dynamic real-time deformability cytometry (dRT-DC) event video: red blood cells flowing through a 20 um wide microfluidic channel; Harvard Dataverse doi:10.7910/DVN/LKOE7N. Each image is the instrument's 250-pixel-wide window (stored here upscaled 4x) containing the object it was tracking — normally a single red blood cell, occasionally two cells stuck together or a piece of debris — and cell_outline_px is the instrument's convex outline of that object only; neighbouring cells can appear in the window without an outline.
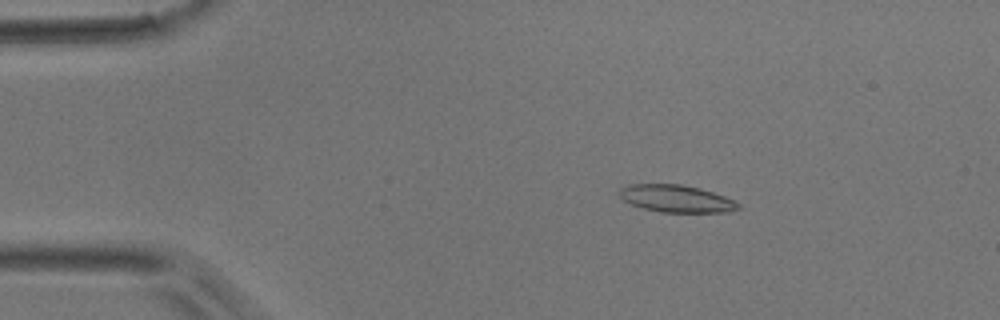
{"species": "common noctule bat (a hibernating species)", "species_latin": "Nyctalus noctula", "temperature_condition": "room temperature", "stored_images_in_passage": 51, "camera_frame_rate_fps": 3000, "um_per_image_px": 0.085, "animal": {"sex": "male", "body_mass_g": 17.9}, "frame": {"image": 1, "passage_image": 9, "time_ms": 2.667, "image_size_px": [1000, 320], "cell_outline_px": [[740, 208], [728, 212], [660, 212], [644, 208], [632, 204], [624, 200], [620, 196], [620, 188], [628, 184], [680, 184], [700, 188], [736, 200], [740, 204]], "centroid_in_image_um": [57.52, 16.88], "position_along_channel_um": 27.5, "area_um2": 18.84}}
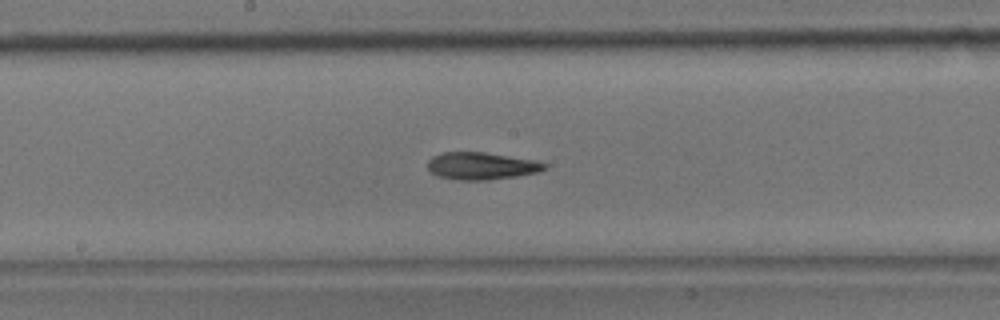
{"frame": {"image": 2, "passage_image": 27, "time_ms": 8.667, "image_size_px": [1000, 320], "cell_outline_px": [[548, 168], [536, 172], [516, 176], [488, 180], [456, 180], [436, 176], [428, 168], [428, 160], [432, 156], [444, 152], [484, 152], [532, 160], [548, 164]], "centroid_in_image_um": [40.88, 14.11], "position_along_channel_um": 207.3, "area_um2": 18.5}}
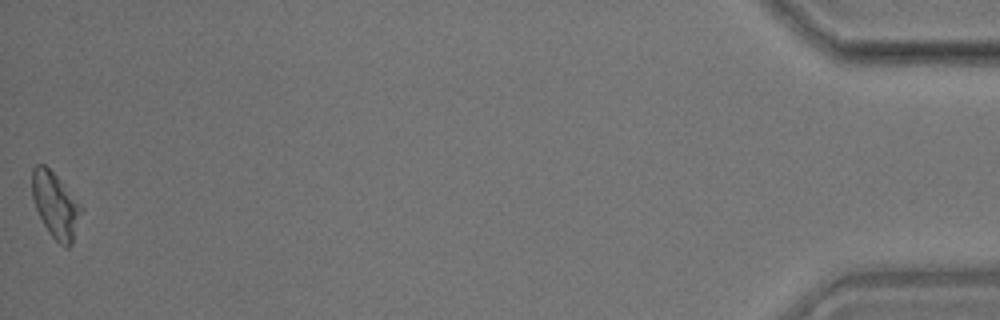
{"frame": {"image": 3, "passage_image": 51, "time_ms": 16.667, "image_size_px": [1000, 320], "cell_outline_px": [[84, 208], [72, 244], [68, 248], [64, 248], [48, 232], [36, 208], [32, 196], [32, 168], [36, 164], [44, 164], [84, 204]], "centroid_in_image_um": [4.77, 17.45], "position_along_channel_um": 430.4, "area_um2": 19.07}}